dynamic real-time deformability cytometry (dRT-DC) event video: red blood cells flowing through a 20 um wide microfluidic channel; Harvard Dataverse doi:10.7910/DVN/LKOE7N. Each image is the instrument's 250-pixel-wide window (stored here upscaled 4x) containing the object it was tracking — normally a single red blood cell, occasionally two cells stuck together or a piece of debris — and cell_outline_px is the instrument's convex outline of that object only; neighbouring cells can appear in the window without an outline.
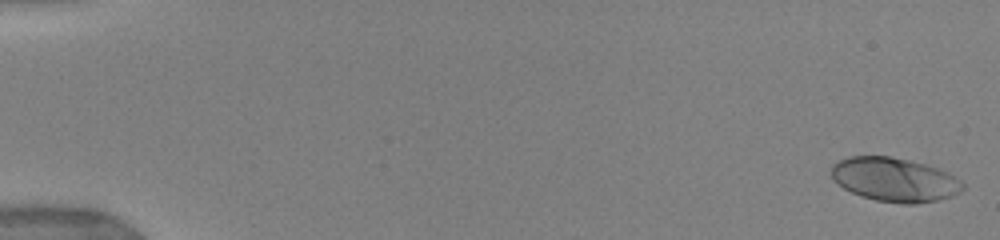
{"species": "human", "species_latin": "Homo sapiens", "temperature_condition": "warm", "stored_images_in_passage": 52, "camera_frame_rate_fps": 3000, "um_per_image_px": 0.085, "donor": {"sex": "female"}, "frame": {"image": 1, "passage_image": 1, "time_ms": 0.0, "image_size_px": [1000, 240], "cell_outline_px": [[964, 188], [960, 192], [952, 196], [936, 200], [916, 204], [904, 204], [876, 200], [860, 196], [844, 188], [832, 176], [832, 164], [848, 156], [888, 156], [908, 160], [940, 168], [948, 172], [960, 180], [964, 184]], "centroid_in_image_um": [76.07, 15.27], "position_along_channel_um": 8.9, "area_um2": 33.52}}
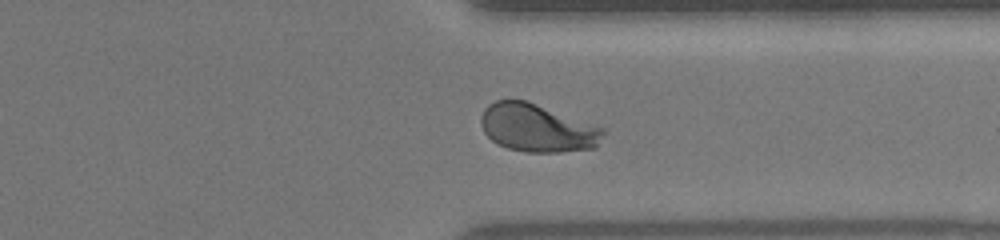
{"frame": {"image": 2, "passage_image": 40, "time_ms": 13.333, "image_size_px": [1000, 240], "cell_outline_px": [[604, 132], [596, 148], [560, 152], [528, 152], [508, 148], [492, 140], [484, 132], [480, 124], [480, 116], [484, 108], [488, 104], [496, 100], [528, 100], [604, 128]], "centroid_in_image_um": [45.65, 10.87], "position_along_channel_um": 365.7, "area_um2": 34.22}}
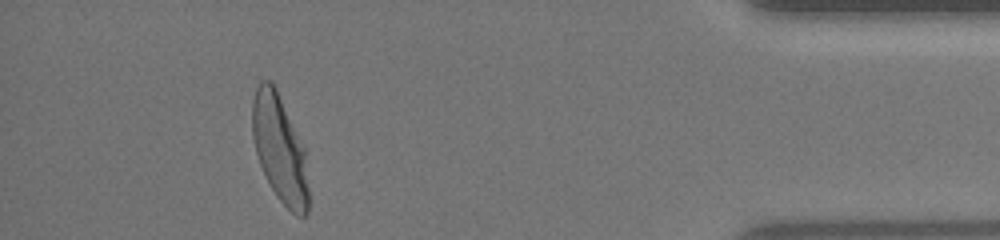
{"frame": {"image": 3, "passage_image": 47, "time_ms": 15.667, "image_size_px": [1000, 240], "cell_outline_px": [[308, 212], [304, 216], [296, 216], [276, 196], [260, 164], [256, 152], [252, 136], [252, 100], [256, 88], [260, 80], [272, 80], [276, 88], [304, 148], [308, 188]], "centroid_in_image_um": [23.76, 12.62], "position_along_channel_um": 411.4, "area_um2": 34.74}}